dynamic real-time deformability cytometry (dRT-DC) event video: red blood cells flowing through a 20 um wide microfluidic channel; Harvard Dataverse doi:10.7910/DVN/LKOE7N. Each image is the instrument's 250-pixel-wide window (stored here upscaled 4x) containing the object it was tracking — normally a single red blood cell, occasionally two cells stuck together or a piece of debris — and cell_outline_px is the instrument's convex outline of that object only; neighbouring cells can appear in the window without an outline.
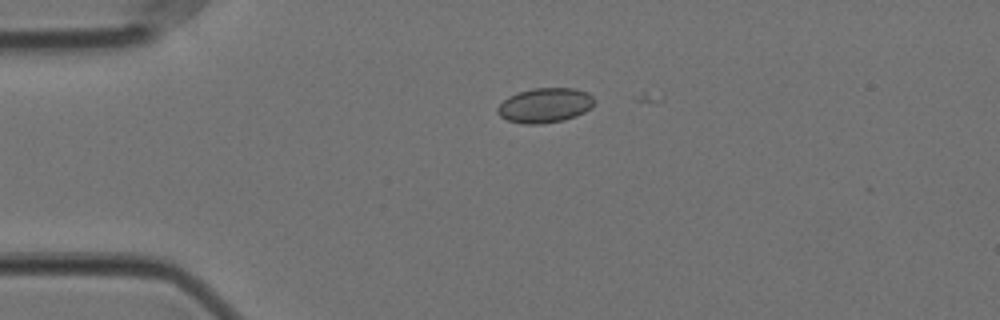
{"species": "Egyptian fruit bat (a non-hibernating species)", "species_latin": "Rousettus aegyptiacus", "temperature_condition": "cold", "stored_images_in_passage": 6, "camera_frame_rate_fps": 3000, "um_per_image_px": 0.085, "animal": {"sex": "female"}, "frame": {"image": 1, "passage_image": 3, "time_ms": 0.667, "image_size_px": [1000, 320], "cell_outline_px": [[596, 100], [592, 108], [576, 116], [564, 120], [540, 124], [524, 124], [508, 120], [500, 116], [496, 112], [496, 108], [508, 96], [532, 88], [576, 88], [588, 92]], "centroid_in_image_um": [46.35, 8.95], "position_along_channel_um": 38.7, "area_um2": 19.77}}